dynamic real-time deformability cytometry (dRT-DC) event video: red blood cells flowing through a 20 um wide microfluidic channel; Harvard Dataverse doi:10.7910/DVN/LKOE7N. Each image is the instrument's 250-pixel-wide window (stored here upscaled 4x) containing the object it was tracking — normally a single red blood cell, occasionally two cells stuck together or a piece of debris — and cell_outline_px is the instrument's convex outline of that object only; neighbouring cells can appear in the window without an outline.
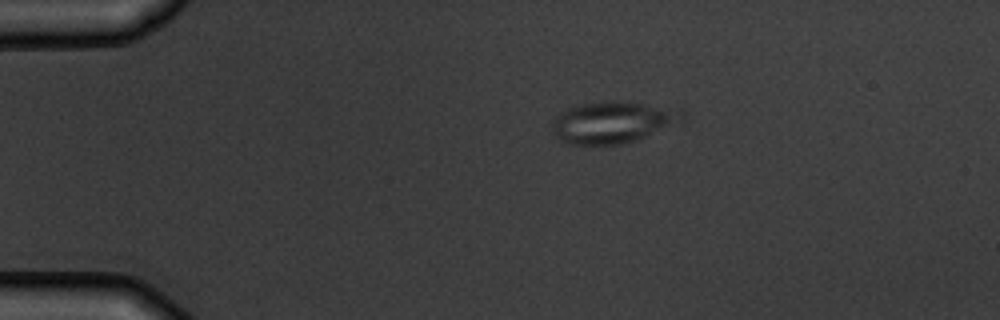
{"species": "common noctule bat (a hibernating species)", "species_latin": "Nyctalus noctula", "temperature_condition": "warm", "stored_images_in_passage": 9, "camera_frame_rate_fps": 3000, "um_per_image_px": 0.085, "animal": {"sex": "male", "body_mass_g": 19.5, "forearm_length_mm": 54.6}, "frame": {"image": 1, "passage_image": 1, "time_ms": 0.0, "image_size_px": [1000, 320], "cell_outline_px": [[684, 120], [632, 140], [620, 144], [564, 144], [552, 132], [552, 120], [560, 112], [576, 104], [612, 100], [628, 100], [684, 108]], "centroid_in_image_um": [52.08, 10.33], "position_along_channel_um": 32.9, "area_um2": 32.02}}
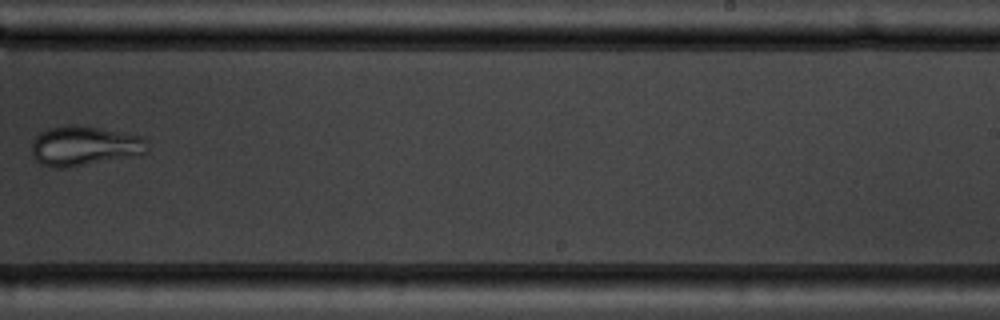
{"frame": {"image": 2, "passage_image": 8, "time_ms": 8.0, "image_size_px": [1000, 320], "cell_outline_px": [[148, 140], [144, 152], [68, 168], [52, 168], [40, 164], [32, 156], [32, 140], [40, 132], [48, 128], [72, 124], [96, 128], [140, 136]], "centroid_in_image_um": [7.04, 12.4], "position_along_channel_um": 282.0, "area_um2": 26.13}}
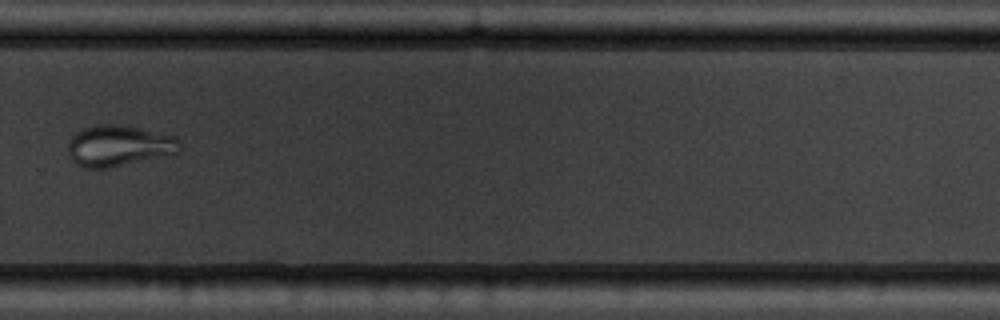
{"frame": {"image": 3, "passage_image": 9, "time_ms": 9.0, "image_size_px": [1000, 320], "cell_outline_px": [[184, 144], [180, 152], [108, 168], [84, 168], [76, 164], [68, 156], [68, 144], [72, 136], [76, 132], [84, 128], [100, 124], [120, 124], [176, 136]], "centroid_in_image_um": [10.12, 12.39], "position_along_channel_um": 319.7, "area_um2": 26.88}}